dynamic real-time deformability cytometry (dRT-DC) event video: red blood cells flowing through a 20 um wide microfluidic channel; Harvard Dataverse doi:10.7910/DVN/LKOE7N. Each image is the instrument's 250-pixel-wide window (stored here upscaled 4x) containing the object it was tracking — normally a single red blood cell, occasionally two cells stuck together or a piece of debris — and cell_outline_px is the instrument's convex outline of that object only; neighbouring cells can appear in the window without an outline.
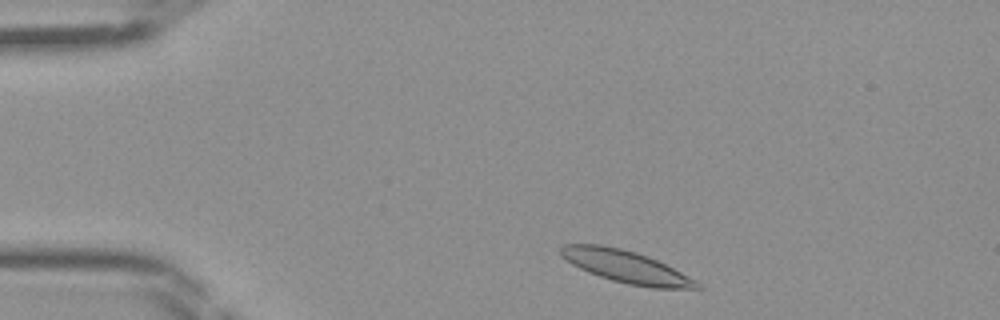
{"species": "Egyptian fruit bat (a non-hibernating species)", "species_latin": "Rousettus aegyptiacus", "temperature_condition": "room temperature", "stored_images_in_passage": 39, "camera_frame_rate_fps": 3000, "um_per_image_px": 0.085, "frame": {"image": 1, "passage_image": 2, "time_ms": 0.333, "image_size_px": [1000, 320], "cell_outline_px": [[704, 288], [652, 288], [628, 284], [612, 280], [588, 272], [572, 264], [560, 256], [560, 248], [564, 244], [600, 244], [620, 248], [636, 252], [648, 256], [696, 280]], "centroid_in_image_um": [53.18, 22.66], "position_along_channel_um": 31.8, "area_um2": 25.37}}
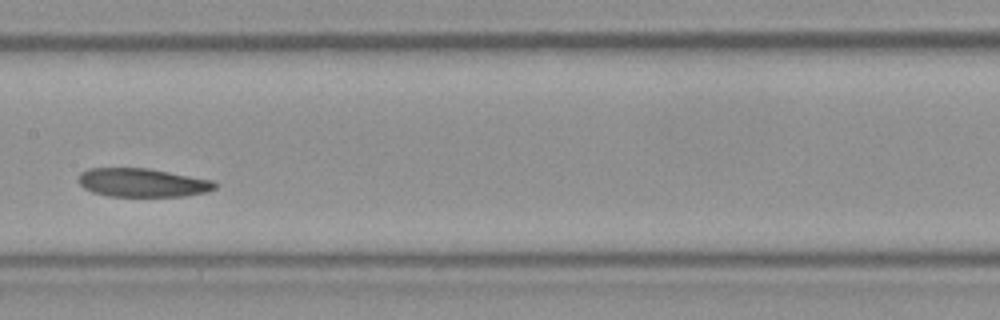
{"frame": {"image": 2, "passage_image": 17, "time_ms": 5.333, "image_size_px": [1000, 320], "cell_outline_px": [[216, 188], [208, 192], [184, 196], [108, 196], [92, 192], [84, 188], [76, 180], [80, 172], [88, 168], [148, 168], [212, 180], [216, 184]], "centroid_in_image_um": [12.07, 15.52], "position_along_channel_um": 195.3, "area_um2": 22.83}}
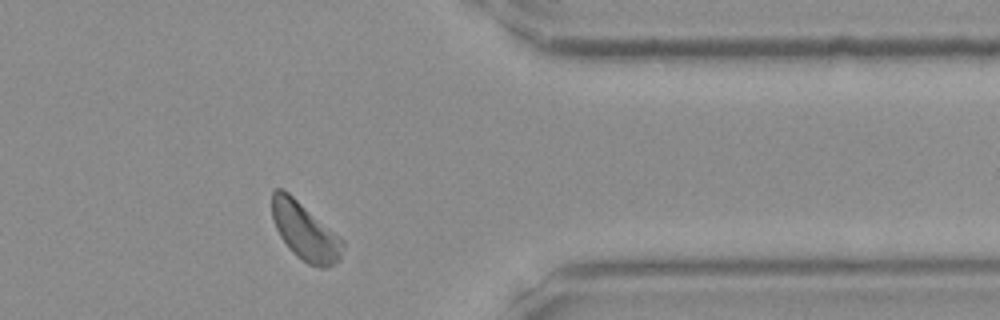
{"frame": {"image": 3, "passage_image": 31, "time_ms": 10.0, "image_size_px": [1000, 320], "cell_outline_px": [[344, 244], [340, 260], [324, 268], [320, 268], [308, 264], [296, 256], [288, 248], [280, 236], [272, 220], [272, 192], [276, 188], [284, 188], [344, 240]], "centroid_in_image_um": [25.91, 19.66], "position_along_channel_um": 385.5, "area_um2": 23.76}}